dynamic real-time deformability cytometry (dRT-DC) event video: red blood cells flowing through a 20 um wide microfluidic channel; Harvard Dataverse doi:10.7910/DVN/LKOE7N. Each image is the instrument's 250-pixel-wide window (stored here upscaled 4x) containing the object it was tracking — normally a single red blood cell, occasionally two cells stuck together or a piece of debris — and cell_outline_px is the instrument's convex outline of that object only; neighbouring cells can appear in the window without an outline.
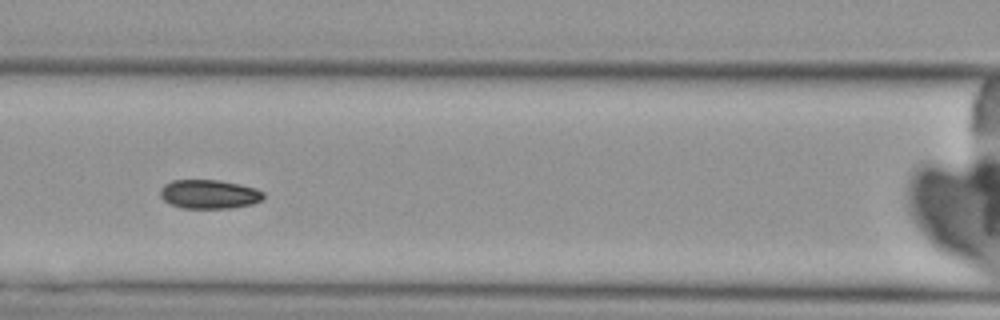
{"species": "Egyptian fruit bat (a non-hibernating species)", "species_latin": "Rousettus aegyptiacus", "temperature_condition": "cold", "stored_images_in_passage": 5, "camera_frame_rate_fps": 3000, "um_per_image_px": 0.085, "animal": {"sex": "female"}, "frame": {"image": 1, "passage_image": 4, "time_ms": 3.333, "image_size_px": [1000, 320], "cell_outline_px": [[264, 196], [260, 200], [252, 204], [228, 208], [180, 208], [164, 200], [160, 196], [160, 188], [164, 184], [172, 180], [220, 180], [240, 184], [256, 188], [264, 192]], "centroid_in_image_um": [17.76, 16.5], "position_along_channel_um": 148.8, "area_um2": 17.46}}
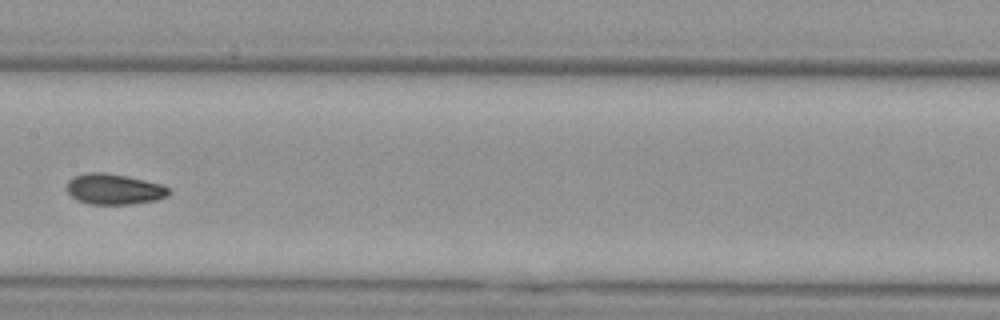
{"frame": {"image": 2, "passage_image": 5, "time_ms": 4.667, "image_size_px": [1000, 320], "cell_outline_px": [[172, 192], [168, 196], [156, 200], [132, 204], [88, 204], [76, 200], [68, 192], [68, 180], [72, 176], [88, 172], [104, 172], [164, 184]], "centroid_in_image_um": [9.71, 16.08], "position_along_channel_um": 197.7, "area_um2": 18.32}}